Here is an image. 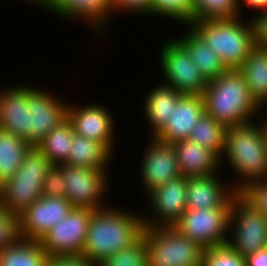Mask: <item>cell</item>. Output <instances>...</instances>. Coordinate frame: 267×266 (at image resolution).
<instances>
[{
  "label": "cell",
  "mask_w": 267,
  "mask_h": 266,
  "mask_svg": "<svg viewBox=\"0 0 267 266\" xmlns=\"http://www.w3.org/2000/svg\"><path fill=\"white\" fill-rule=\"evenodd\" d=\"M109 206L93 211L82 251L97 265L135 243L145 228L143 213Z\"/></svg>",
  "instance_id": "6da1fadb"
},
{
  "label": "cell",
  "mask_w": 267,
  "mask_h": 266,
  "mask_svg": "<svg viewBox=\"0 0 267 266\" xmlns=\"http://www.w3.org/2000/svg\"><path fill=\"white\" fill-rule=\"evenodd\" d=\"M226 163L236 175L230 182L236 193L253 182L267 180V143L260 120L227 128L220 166Z\"/></svg>",
  "instance_id": "7a4b0ae2"
},
{
  "label": "cell",
  "mask_w": 267,
  "mask_h": 266,
  "mask_svg": "<svg viewBox=\"0 0 267 266\" xmlns=\"http://www.w3.org/2000/svg\"><path fill=\"white\" fill-rule=\"evenodd\" d=\"M202 96L205 113L227 128L257 120L263 110L238 69L227 70L208 82Z\"/></svg>",
  "instance_id": "3957f363"
},
{
  "label": "cell",
  "mask_w": 267,
  "mask_h": 266,
  "mask_svg": "<svg viewBox=\"0 0 267 266\" xmlns=\"http://www.w3.org/2000/svg\"><path fill=\"white\" fill-rule=\"evenodd\" d=\"M203 19L188 25L220 57L228 69H238L255 47L250 19Z\"/></svg>",
  "instance_id": "277c9868"
},
{
  "label": "cell",
  "mask_w": 267,
  "mask_h": 266,
  "mask_svg": "<svg viewBox=\"0 0 267 266\" xmlns=\"http://www.w3.org/2000/svg\"><path fill=\"white\" fill-rule=\"evenodd\" d=\"M51 167L47 157L32 147L12 178L0 186V206L21 214L42 197L44 179Z\"/></svg>",
  "instance_id": "5b68a950"
},
{
  "label": "cell",
  "mask_w": 267,
  "mask_h": 266,
  "mask_svg": "<svg viewBox=\"0 0 267 266\" xmlns=\"http://www.w3.org/2000/svg\"><path fill=\"white\" fill-rule=\"evenodd\" d=\"M148 266H203L205 248L173 226L145 227Z\"/></svg>",
  "instance_id": "8992f818"
},
{
  "label": "cell",
  "mask_w": 267,
  "mask_h": 266,
  "mask_svg": "<svg viewBox=\"0 0 267 266\" xmlns=\"http://www.w3.org/2000/svg\"><path fill=\"white\" fill-rule=\"evenodd\" d=\"M229 231L227 243L244 258L267 248V217L239 193L231 200Z\"/></svg>",
  "instance_id": "52a82bcc"
},
{
  "label": "cell",
  "mask_w": 267,
  "mask_h": 266,
  "mask_svg": "<svg viewBox=\"0 0 267 266\" xmlns=\"http://www.w3.org/2000/svg\"><path fill=\"white\" fill-rule=\"evenodd\" d=\"M159 49L163 84L174 87L183 95L202 96L208 82L202 76L186 48L173 36Z\"/></svg>",
  "instance_id": "ba28073f"
},
{
  "label": "cell",
  "mask_w": 267,
  "mask_h": 266,
  "mask_svg": "<svg viewBox=\"0 0 267 266\" xmlns=\"http://www.w3.org/2000/svg\"><path fill=\"white\" fill-rule=\"evenodd\" d=\"M109 174L105 168H86L63 164L66 185L64 198L73 207L91 210L107 207L109 203L104 202L106 201L105 195L107 196L111 187Z\"/></svg>",
  "instance_id": "9c48e42d"
},
{
  "label": "cell",
  "mask_w": 267,
  "mask_h": 266,
  "mask_svg": "<svg viewBox=\"0 0 267 266\" xmlns=\"http://www.w3.org/2000/svg\"><path fill=\"white\" fill-rule=\"evenodd\" d=\"M231 201L224 208L187 209L173 225L205 249L224 245L229 239Z\"/></svg>",
  "instance_id": "30bf717a"
},
{
  "label": "cell",
  "mask_w": 267,
  "mask_h": 266,
  "mask_svg": "<svg viewBox=\"0 0 267 266\" xmlns=\"http://www.w3.org/2000/svg\"><path fill=\"white\" fill-rule=\"evenodd\" d=\"M68 102L37 86H28L27 142L36 147L67 117Z\"/></svg>",
  "instance_id": "8fae6325"
},
{
  "label": "cell",
  "mask_w": 267,
  "mask_h": 266,
  "mask_svg": "<svg viewBox=\"0 0 267 266\" xmlns=\"http://www.w3.org/2000/svg\"><path fill=\"white\" fill-rule=\"evenodd\" d=\"M146 198L150 209H145L147 212L143 214L144 226H173L187 210V177L181 175L166 182L149 192Z\"/></svg>",
  "instance_id": "7c38bea8"
},
{
  "label": "cell",
  "mask_w": 267,
  "mask_h": 266,
  "mask_svg": "<svg viewBox=\"0 0 267 266\" xmlns=\"http://www.w3.org/2000/svg\"><path fill=\"white\" fill-rule=\"evenodd\" d=\"M94 210L73 207L39 241L49 257L82 254Z\"/></svg>",
  "instance_id": "4fadbf2b"
},
{
  "label": "cell",
  "mask_w": 267,
  "mask_h": 266,
  "mask_svg": "<svg viewBox=\"0 0 267 266\" xmlns=\"http://www.w3.org/2000/svg\"><path fill=\"white\" fill-rule=\"evenodd\" d=\"M77 105L68 102L67 106V117L73 124L74 133L102 143L114 155L117 126L110 108L99 103Z\"/></svg>",
  "instance_id": "5bb4252c"
},
{
  "label": "cell",
  "mask_w": 267,
  "mask_h": 266,
  "mask_svg": "<svg viewBox=\"0 0 267 266\" xmlns=\"http://www.w3.org/2000/svg\"><path fill=\"white\" fill-rule=\"evenodd\" d=\"M34 3L42 10L53 12L56 16L70 22L85 23L96 36L107 32L110 24L111 5L107 0H21ZM78 20V21H77Z\"/></svg>",
  "instance_id": "9a60e30c"
},
{
  "label": "cell",
  "mask_w": 267,
  "mask_h": 266,
  "mask_svg": "<svg viewBox=\"0 0 267 266\" xmlns=\"http://www.w3.org/2000/svg\"><path fill=\"white\" fill-rule=\"evenodd\" d=\"M148 140L149 145L146 144V149L143 155L141 154L142 159L138 168V175L143 184L141 188L143 190L144 187L145 195L181 176L173 143H165L151 136Z\"/></svg>",
  "instance_id": "2e32d148"
},
{
  "label": "cell",
  "mask_w": 267,
  "mask_h": 266,
  "mask_svg": "<svg viewBox=\"0 0 267 266\" xmlns=\"http://www.w3.org/2000/svg\"><path fill=\"white\" fill-rule=\"evenodd\" d=\"M72 208L64 197H40L19 214L23 239L39 241Z\"/></svg>",
  "instance_id": "e0dca14e"
},
{
  "label": "cell",
  "mask_w": 267,
  "mask_h": 266,
  "mask_svg": "<svg viewBox=\"0 0 267 266\" xmlns=\"http://www.w3.org/2000/svg\"><path fill=\"white\" fill-rule=\"evenodd\" d=\"M219 173L187 177V209L224 208L237 194Z\"/></svg>",
  "instance_id": "ac0fdd59"
},
{
  "label": "cell",
  "mask_w": 267,
  "mask_h": 266,
  "mask_svg": "<svg viewBox=\"0 0 267 266\" xmlns=\"http://www.w3.org/2000/svg\"><path fill=\"white\" fill-rule=\"evenodd\" d=\"M204 113L203 96L183 95L171 117L153 137L165 143L188 139L194 125Z\"/></svg>",
  "instance_id": "d6986e66"
},
{
  "label": "cell",
  "mask_w": 267,
  "mask_h": 266,
  "mask_svg": "<svg viewBox=\"0 0 267 266\" xmlns=\"http://www.w3.org/2000/svg\"><path fill=\"white\" fill-rule=\"evenodd\" d=\"M0 88V129L27 141L28 85Z\"/></svg>",
  "instance_id": "ffe728a7"
},
{
  "label": "cell",
  "mask_w": 267,
  "mask_h": 266,
  "mask_svg": "<svg viewBox=\"0 0 267 266\" xmlns=\"http://www.w3.org/2000/svg\"><path fill=\"white\" fill-rule=\"evenodd\" d=\"M178 169L184 177L208 176L220 173V158L210 149L189 139L173 143Z\"/></svg>",
  "instance_id": "44dd1931"
},
{
  "label": "cell",
  "mask_w": 267,
  "mask_h": 266,
  "mask_svg": "<svg viewBox=\"0 0 267 266\" xmlns=\"http://www.w3.org/2000/svg\"><path fill=\"white\" fill-rule=\"evenodd\" d=\"M183 94L174 87L160 82L155 84L144 97L143 114L153 137L167 122Z\"/></svg>",
  "instance_id": "7402d4cb"
},
{
  "label": "cell",
  "mask_w": 267,
  "mask_h": 266,
  "mask_svg": "<svg viewBox=\"0 0 267 266\" xmlns=\"http://www.w3.org/2000/svg\"><path fill=\"white\" fill-rule=\"evenodd\" d=\"M186 31L175 38L186 48L191 60L207 82L214 80L228 69L222 63L219 56L208 47L204 40L189 26L184 25Z\"/></svg>",
  "instance_id": "603a6c76"
},
{
  "label": "cell",
  "mask_w": 267,
  "mask_h": 266,
  "mask_svg": "<svg viewBox=\"0 0 267 266\" xmlns=\"http://www.w3.org/2000/svg\"><path fill=\"white\" fill-rule=\"evenodd\" d=\"M256 103L267 107V48L255 46L238 68Z\"/></svg>",
  "instance_id": "cb8c5ba5"
},
{
  "label": "cell",
  "mask_w": 267,
  "mask_h": 266,
  "mask_svg": "<svg viewBox=\"0 0 267 266\" xmlns=\"http://www.w3.org/2000/svg\"><path fill=\"white\" fill-rule=\"evenodd\" d=\"M113 157L114 155L102 143L74 134L71 152L65 164L86 168H105L110 171L109 165L113 162Z\"/></svg>",
  "instance_id": "d4e9b609"
},
{
  "label": "cell",
  "mask_w": 267,
  "mask_h": 266,
  "mask_svg": "<svg viewBox=\"0 0 267 266\" xmlns=\"http://www.w3.org/2000/svg\"><path fill=\"white\" fill-rule=\"evenodd\" d=\"M31 148L24 138L0 129V186L12 178Z\"/></svg>",
  "instance_id": "484cf974"
},
{
  "label": "cell",
  "mask_w": 267,
  "mask_h": 266,
  "mask_svg": "<svg viewBox=\"0 0 267 266\" xmlns=\"http://www.w3.org/2000/svg\"><path fill=\"white\" fill-rule=\"evenodd\" d=\"M74 134L73 124L66 117L36 147L52 165L65 164L71 152Z\"/></svg>",
  "instance_id": "4316f807"
},
{
  "label": "cell",
  "mask_w": 267,
  "mask_h": 266,
  "mask_svg": "<svg viewBox=\"0 0 267 266\" xmlns=\"http://www.w3.org/2000/svg\"><path fill=\"white\" fill-rule=\"evenodd\" d=\"M48 258L40 241L22 239L0 251V266H46Z\"/></svg>",
  "instance_id": "83f0119b"
},
{
  "label": "cell",
  "mask_w": 267,
  "mask_h": 266,
  "mask_svg": "<svg viewBox=\"0 0 267 266\" xmlns=\"http://www.w3.org/2000/svg\"><path fill=\"white\" fill-rule=\"evenodd\" d=\"M227 127L204 113L190 132L189 140L212 150L219 158L225 149Z\"/></svg>",
  "instance_id": "f1b7e54d"
},
{
  "label": "cell",
  "mask_w": 267,
  "mask_h": 266,
  "mask_svg": "<svg viewBox=\"0 0 267 266\" xmlns=\"http://www.w3.org/2000/svg\"><path fill=\"white\" fill-rule=\"evenodd\" d=\"M241 17L238 0H193V21Z\"/></svg>",
  "instance_id": "f546056e"
},
{
  "label": "cell",
  "mask_w": 267,
  "mask_h": 266,
  "mask_svg": "<svg viewBox=\"0 0 267 266\" xmlns=\"http://www.w3.org/2000/svg\"><path fill=\"white\" fill-rule=\"evenodd\" d=\"M150 15L188 25L193 21V0H152Z\"/></svg>",
  "instance_id": "4dcf8cb0"
},
{
  "label": "cell",
  "mask_w": 267,
  "mask_h": 266,
  "mask_svg": "<svg viewBox=\"0 0 267 266\" xmlns=\"http://www.w3.org/2000/svg\"><path fill=\"white\" fill-rule=\"evenodd\" d=\"M98 266H148L145 238L142 236L131 246L109 255Z\"/></svg>",
  "instance_id": "1f68e13d"
},
{
  "label": "cell",
  "mask_w": 267,
  "mask_h": 266,
  "mask_svg": "<svg viewBox=\"0 0 267 266\" xmlns=\"http://www.w3.org/2000/svg\"><path fill=\"white\" fill-rule=\"evenodd\" d=\"M22 239L20 215L0 206V251L14 246Z\"/></svg>",
  "instance_id": "d6a6232c"
},
{
  "label": "cell",
  "mask_w": 267,
  "mask_h": 266,
  "mask_svg": "<svg viewBox=\"0 0 267 266\" xmlns=\"http://www.w3.org/2000/svg\"><path fill=\"white\" fill-rule=\"evenodd\" d=\"M203 266H246V260L226 243L206 248Z\"/></svg>",
  "instance_id": "836d02e7"
},
{
  "label": "cell",
  "mask_w": 267,
  "mask_h": 266,
  "mask_svg": "<svg viewBox=\"0 0 267 266\" xmlns=\"http://www.w3.org/2000/svg\"><path fill=\"white\" fill-rule=\"evenodd\" d=\"M239 194L256 210L267 217V180L253 182Z\"/></svg>",
  "instance_id": "e575fe53"
},
{
  "label": "cell",
  "mask_w": 267,
  "mask_h": 266,
  "mask_svg": "<svg viewBox=\"0 0 267 266\" xmlns=\"http://www.w3.org/2000/svg\"><path fill=\"white\" fill-rule=\"evenodd\" d=\"M65 186L63 164L52 165L44 179L42 196L64 197Z\"/></svg>",
  "instance_id": "d590c367"
},
{
  "label": "cell",
  "mask_w": 267,
  "mask_h": 266,
  "mask_svg": "<svg viewBox=\"0 0 267 266\" xmlns=\"http://www.w3.org/2000/svg\"><path fill=\"white\" fill-rule=\"evenodd\" d=\"M152 0H116L112 5L111 9L112 12L115 14H118V12H126L125 14H128V12L132 15H143L149 16L150 15V6H151ZM116 12V13H115Z\"/></svg>",
  "instance_id": "8d00e7d4"
},
{
  "label": "cell",
  "mask_w": 267,
  "mask_h": 266,
  "mask_svg": "<svg viewBox=\"0 0 267 266\" xmlns=\"http://www.w3.org/2000/svg\"><path fill=\"white\" fill-rule=\"evenodd\" d=\"M255 46L267 48V10H262L249 17Z\"/></svg>",
  "instance_id": "74e56055"
},
{
  "label": "cell",
  "mask_w": 267,
  "mask_h": 266,
  "mask_svg": "<svg viewBox=\"0 0 267 266\" xmlns=\"http://www.w3.org/2000/svg\"><path fill=\"white\" fill-rule=\"evenodd\" d=\"M46 266H98L83 254L52 256Z\"/></svg>",
  "instance_id": "f35d334b"
},
{
  "label": "cell",
  "mask_w": 267,
  "mask_h": 266,
  "mask_svg": "<svg viewBox=\"0 0 267 266\" xmlns=\"http://www.w3.org/2000/svg\"><path fill=\"white\" fill-rule=\"evenodd\" d=\"M246 266H267V248L245 257Z\"/></svg>",
  "instance_id": "ab89813d"
},
{
  "label": "cell",
  "mask_w": 267,
  "mask_h": 266,
  "mask_svg": "<svg viewBox=\"0 0 267 266\" xmlns=\"http://www.w3.org/2000/svg\"><path fill=\"white\" fill-rule=\"evenodd\" d=\"M246 7H248L251 10H256V12L262 11V10H267V0H238V5H239V12L242 15L243 6L244 4Z\"/></svg>",
  "instance_id": "60d3db41"
},
{
  "label": "cell",
  "mask_w": 267,
  "mask_h": 266,
  "mask_svg": "<svg viewBox=\"0 0 267 266\" xmlns=\"http://www.w3.org/2000/svg\"><path fill=\"white\" fill-rule=\"evenodd\" d=\"M264 111H267V108L265 110L263 109L261 112V114H264L263 115L264 117H262L260 114L258 119H260V117H261L260 123H261L262 129L264 131L265 139H266V143H267V114H265L266 112H264Z\"/></svg>",
  "instance_id": "b9f144b4"
},
{
  "label": "cell",
  "mask_w": 267,
  "mask_h": 266,
  "mask_svg": "<svg viewBox=\"0 0 267 266\" xmlns=\"http://www.w3.org/2000/svg\"><path fill=\"white\" fill-rule=\"evenodd\" d=\"M116 0H107V2L112 5Z\"/></svg>",
  "instance_id": "7bdbcfd3"
}]
</instances>
